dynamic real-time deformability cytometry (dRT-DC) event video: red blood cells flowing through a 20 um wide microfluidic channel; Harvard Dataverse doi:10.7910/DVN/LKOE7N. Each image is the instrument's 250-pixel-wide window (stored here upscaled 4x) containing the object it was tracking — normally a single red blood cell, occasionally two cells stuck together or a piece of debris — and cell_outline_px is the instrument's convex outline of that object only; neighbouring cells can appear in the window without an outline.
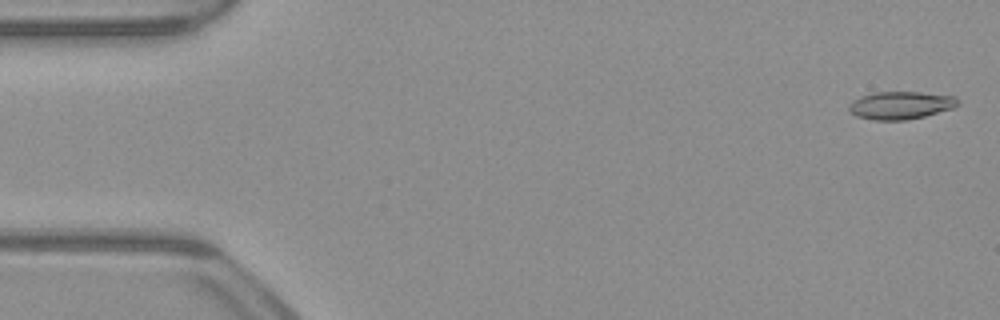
{"species": "common noctule bat (a hibernating species)", "species_latin": "Nyctalus noctula", "temperature_condition": "warm", "stored_images_in_passage": 52, "camera_frame_rate_fps": 3000, "um_per_image_px": 0.085, "animal": {"sex": "male", "body_mass_g": 23.1, "forearm_length_mm": 52.7}, "frame": {"image": 1, "passage_image": 2, "time_ms": 0.333, "image_size_px": [1000, 320], "cell_outline_px": [[960, 104], [952, 108], [924, 116], [904, 120], [872, 120], [856, 116], [848, 108], [848, 104], [852, 100], [860, 96], [872, 92], [920, 92], [956, 96], [960, 100]], "centroid_in_image_um": [76.55, 8.94], "position_along_channel_um": 8.5, "area_um2": 17.74}}
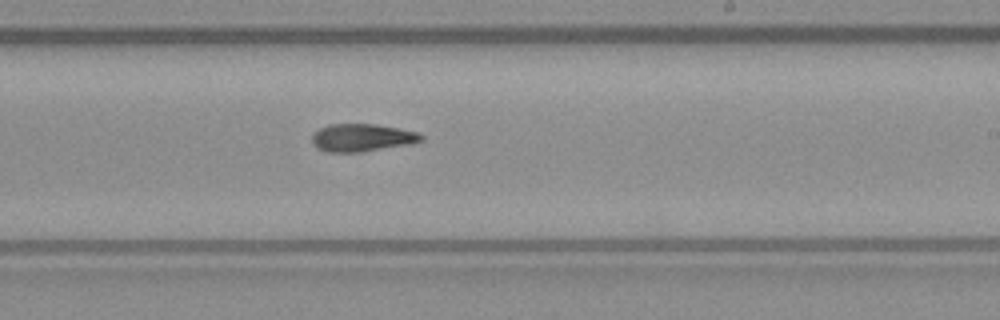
{"frame": {"image": 2, "passage_image": 31, "time_ms": 10.0, "image_size_px": [1000, 320], "cell_outline_px": [[424, 140], [412, 144], [360, 152], [328, 152], [316, 148], [312, 144], [312, 132], [328, 124], [376, 124], [400, 128], [420, 132], [424, 136]], "centroid_in_image_um": [30.79, 11.7], "position_along_channel_um": 258.2, "area_um2": 17.98}}
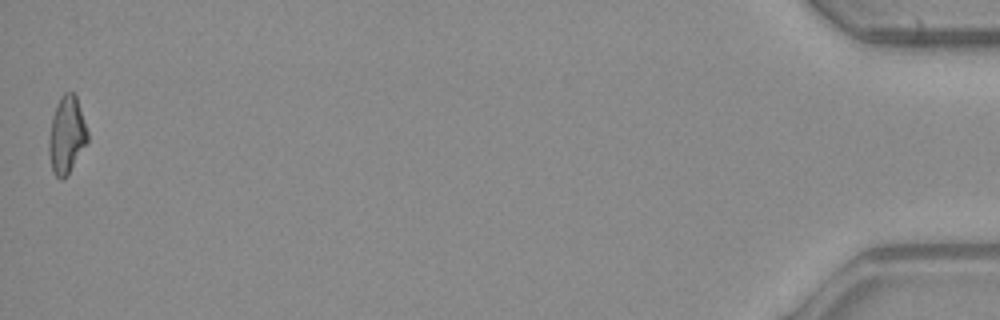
{"frame": {"image": 3, "passage_image": 52, "time_ms": 17.0, "image_size_px": [1000, 320], "cell_outline_px": [[88, 140], [68, 172], [60, 180], [52, 172], [48, 152], [48, 140], [52, 116], [56, 104], [60, 96], [64, 92], [76, 92], [88, 132]], "centroid_in_image_um": [5.64, 11.4], "position_along_channel_um": 429.6, "area_um2": 17.4}}